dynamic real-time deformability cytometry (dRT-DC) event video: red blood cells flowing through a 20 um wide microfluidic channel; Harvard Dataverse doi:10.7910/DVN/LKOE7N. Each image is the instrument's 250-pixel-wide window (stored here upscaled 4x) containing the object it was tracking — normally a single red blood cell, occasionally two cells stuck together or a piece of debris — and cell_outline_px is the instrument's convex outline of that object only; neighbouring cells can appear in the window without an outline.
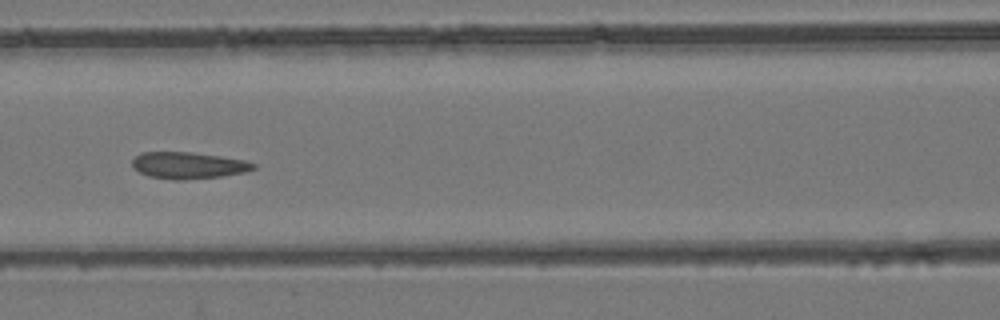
{"species": "common noctule bat (a hibernating species)", "species_latin": "Nyctalus noctula", "temperature_condition": "room temperature", "stored_images_in_passage": 9, "camera_frame_rate_fps": 3000, "um_per_image_px": 0.085, "animal": {"sex": "female", "body_mass_g": 24.6, "forearm_length_mm": 56.2}, "frame": {"image": 1, "passage_image": 7, "time_ms": 2.0, "image_size_px": [1000, 320], "cell_outline_px": [[256, 168], [244, 172], [220, 176], [184, 180], [176, 180], [148, 176], [132, 168], [132, 160], [140, 152], [192, 152], [220, 156], [244, 160], [256, 164]], "centroid_in_image_um": [15.97, 14.05], "position_along_channel_um": 150.6, "area_um2": 18.79}}
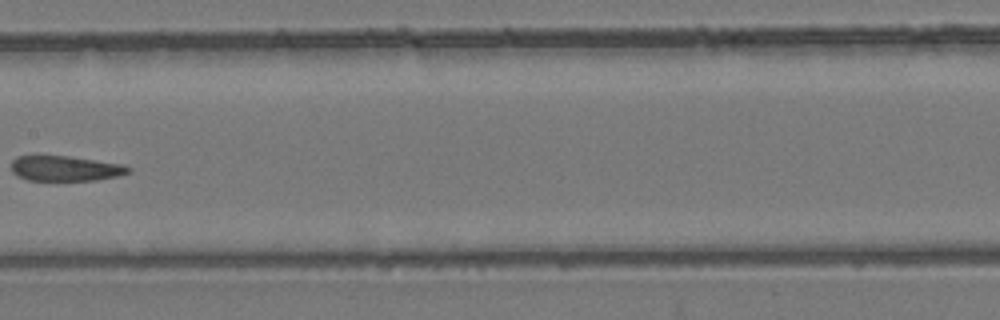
{"frame": {"image": 2, "passage_image": 8, "time_ms": 2.333, "image_size_px": [1000, 320], "cell_outline_px": [[132, 172], [116, 176], [96, 180], [28, 180], [16, 176], [12, 172], [12, 160], [16, 156], [68, 156], [120, 164], [132, 168]], "centroid_in_image_um": [5.53, 14.32], "position_along_channel_um": 201.9, "area_um2": 17.05}}
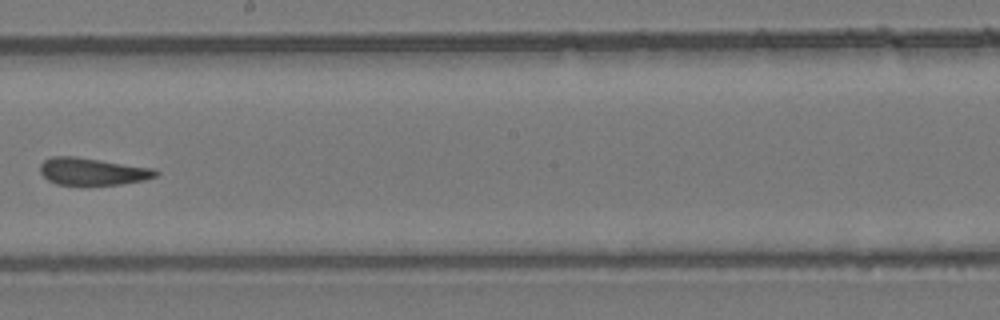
{"frame": {"image": 3, "passage_image": 9, "time_ms": 2.667, "image_size_px": [1000, 320], "cell_outline_px": [[160, 172], [156, 176], [144, 180], [120, 184], [56, 184], [48, 180], [40, 172], [40, 164], [44, 160], [52, 156], [76, 156], [152, 168]], "centroid_in_image_um": [7.84, 14.56], "position_along_channel_um": 240.4, "area_um2": 18.15}}